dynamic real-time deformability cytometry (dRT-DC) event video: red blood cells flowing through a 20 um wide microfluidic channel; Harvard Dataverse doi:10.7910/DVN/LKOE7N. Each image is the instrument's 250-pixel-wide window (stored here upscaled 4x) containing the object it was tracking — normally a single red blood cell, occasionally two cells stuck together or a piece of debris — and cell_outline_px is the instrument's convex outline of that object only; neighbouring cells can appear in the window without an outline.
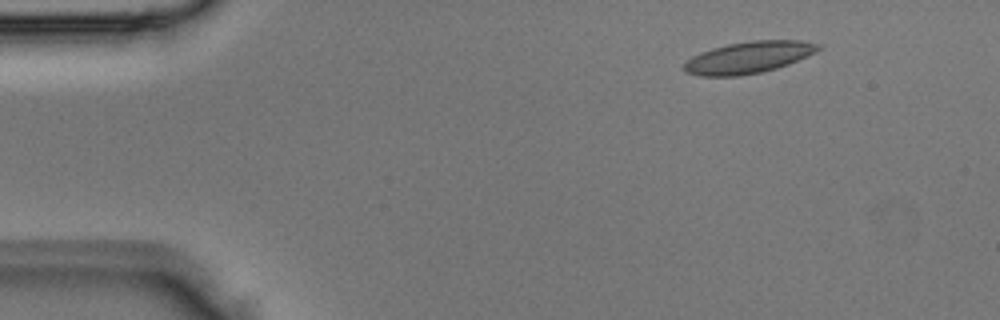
{"species": "Egyptian fruit bat (a non-hibernating species)", "species_latin": "Rousettus aegyptiacus", "temperature_condition": "room temperature", "stored_images_in_passage": 4, "camera_frame_rate_fps": 3000, "um_per_image_px": 0.085, "animal": {"sex": "male"}, "frame": {"image": 1, "passage_image": 1, "time_ms": 0.0, "image_size_px": [1000, 320], "cell_outline_px": [[820, 48], [816, 52], [808, 56], [788, 64], [776, 68], [760, 72], [740, 76], [700, 76], [684, 72], [684, 64], [692, 56], [700, 52], [712, 48], [728, 44], [752, 40], [800, 40], [820, 44]], "centroid_in_image_um": [63.62, 4.88], "position_along_channel_um": 21.4, "area_um2": 24.8}}
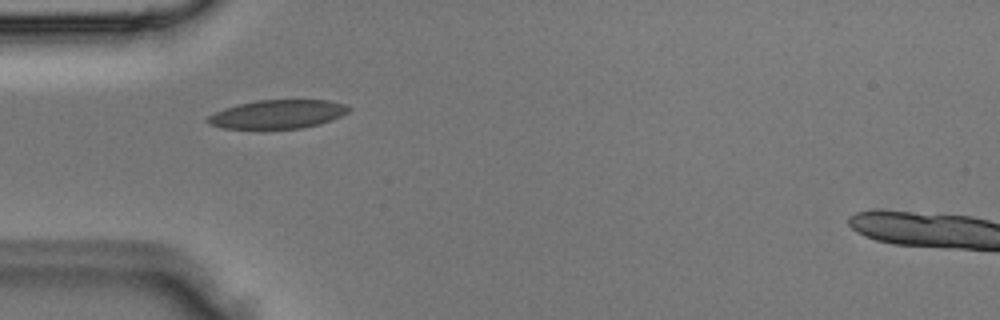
{"frame": {"image": 2, "passage_image": 3, "time_ms": 0.667, "image_size_px": [1000, 320], "cell_outline_px": [[352, 108], [348, 112], [332, 120], [320, 124], [300, 128], [224, 128], [208, 124], [204, 120], [208, 116], [224, 108], [256, 100], [328, 100], [344, 104]], "centroid_in_image_um": [23.61, 9.7], "position_along_channel_um": 61.4, "area_um2": 23.41}}